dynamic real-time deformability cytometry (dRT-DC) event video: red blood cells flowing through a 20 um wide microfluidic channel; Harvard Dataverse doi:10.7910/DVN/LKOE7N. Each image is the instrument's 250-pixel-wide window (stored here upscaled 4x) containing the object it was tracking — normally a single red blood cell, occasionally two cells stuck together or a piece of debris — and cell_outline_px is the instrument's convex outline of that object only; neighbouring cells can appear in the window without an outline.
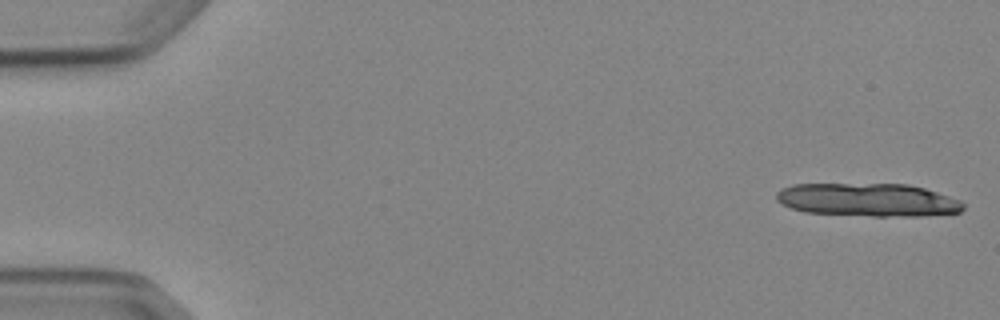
{"species": "Egyptian fruit bat (a non-hibernating species)", "species_latin": "Rousettus aegyptiacus", "temperature_condition": "cold", "stored_images_in_passage": 5, "camera_frame_rate_fps": 3000, "um_per_image_px": 0.085, "animal": {"sex": "female"}, "frame": {"image": 1, "passage_image": 1, "time_ms": 0.0, "image_size_px": [1000, 320], "cell_outline_px": [[964, 208], [960, 212], [924, 216], [872, 216], [804, 212], [780, 204], [776, 200], [776, 192], [780, 188], [792, 184], [908, 184], [924, 188], [960, 200], [964, 204]], "centroid_in_image_um": [73.74, 16.99], "position_along_channel_um": 11.3, "area_um2": 36.3}}
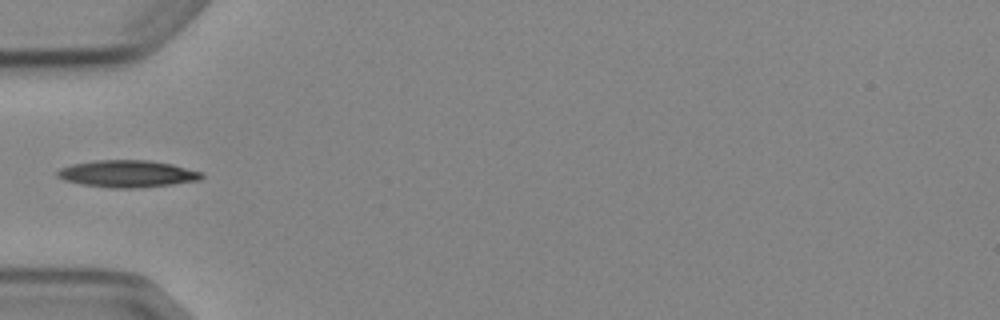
{"frame": {"image": 2, "passage_image": 5, "time_ms": 5.667, "image_size_px": [1000, 320], "cell_outline_px": [[204, 176], [200, 180], [172, 184], [140, 188], [112, 188], [80, 184], [64, 180], [56, 176], [56, 172], [60, 168], [72, 164], [96, 160], [148, 160], [172, 164], [204, 172]], "centroid_in_image_um": [10.84, 14.77], "position_along_channel_um": 74.2, "area_um2": 22.89}}